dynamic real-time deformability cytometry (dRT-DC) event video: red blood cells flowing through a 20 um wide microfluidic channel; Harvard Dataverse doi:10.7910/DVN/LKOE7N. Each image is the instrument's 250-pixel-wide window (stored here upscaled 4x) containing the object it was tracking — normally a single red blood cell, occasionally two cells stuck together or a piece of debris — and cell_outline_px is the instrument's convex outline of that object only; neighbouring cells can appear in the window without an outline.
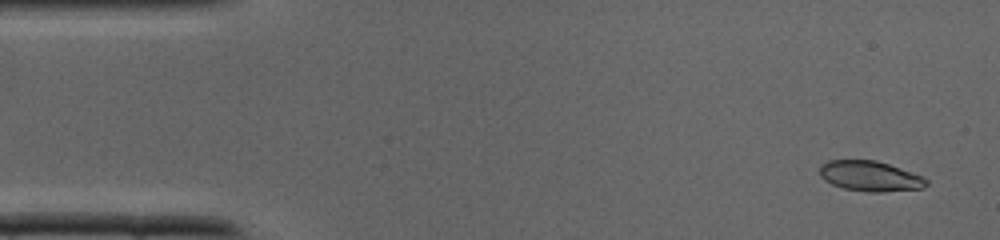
{"species": "common noctule bat (a hibernating species)", "species_latin": "Nyctalus noctula", "temperature_condition": "cold", "stored_images_in_passage": 36, "camera_frame_rate_fps": 3000, "um_per_image_px": 0.085, "animal": {"sex": "male", "body_mass_g": 19.0, "forearm_length_mm": 50.8}, "frame": {"image": 1, "passage_image": 1, "time_ms": 0.0, "image_size_px": [1000, 240], "cell_outline_px": [[928, 184], [924, 188], [884, 192], [868, 192], [844, 188], [832, 184], [824, 180], [820, 176], [820, 164], [828, 160], [876, 160], [900, 168], [920, 176], [928, 180]], "centroid_in_image_um": [73.93, 14.97], "position_along_channel_um": 11.1, "area_um2": 18.79}}
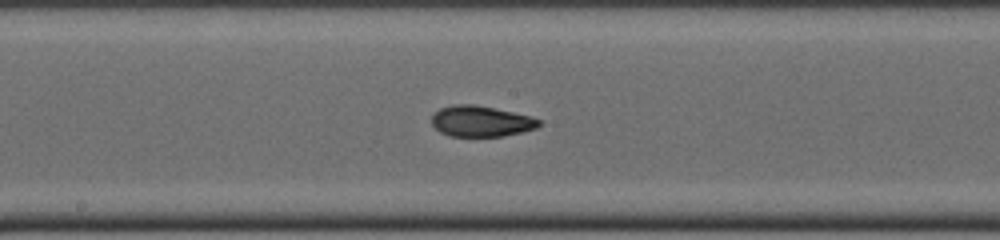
{"frame": {"image": 2, "passage_image": 18, "time_ms": 5.667, "image_size_px": [1000, 240], "cell_outline_px": [[540, 124], [536, 128], [504, 136], [448, 136], [440, 132], [432, 124], [432, 116], [440, 108], [452, 104], [476, 104], [512, 112], [528, 116], [540, 120]], "centroid_in_image_um": [40.84, 10.3], "position_along_channel_um": 207.4, "area_um2": 19.13}}
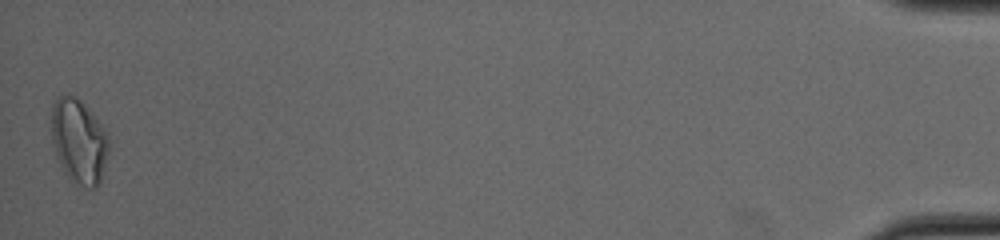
{"frame": {"image": 3, "passage_image": 36, "time_ms": 11.667, "image_size_px": [1000, 240], "cell_outline_px": [[112, 144], [100, 180], [96, 188], [88, 188], [80, 184], [68, 176], [64, 172], [56, 156], [52, 144], [52, 104], [60, 96], [76, 96], [84, 104], [108, 132]], "centroid_in_image_um": [6.74, 12.0], "position_along_channel_um": 428.5, "area_um2": 28.32}}